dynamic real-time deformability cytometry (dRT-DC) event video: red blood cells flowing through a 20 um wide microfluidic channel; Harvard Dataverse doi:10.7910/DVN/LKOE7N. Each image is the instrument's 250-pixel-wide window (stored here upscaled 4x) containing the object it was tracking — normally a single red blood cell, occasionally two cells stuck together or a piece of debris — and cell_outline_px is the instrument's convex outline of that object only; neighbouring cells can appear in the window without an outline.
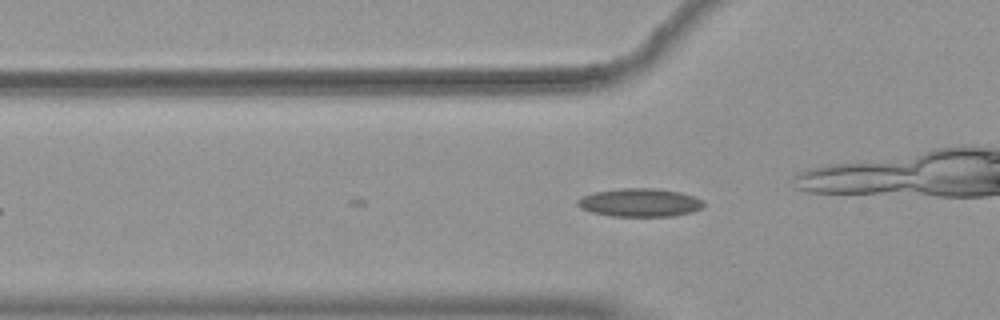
{"species": "common noctule bat (a hibernating species)", "species_latin": "Nyctalus noctula", "temperature_condition": "warm", "stored_images_in_passage": 9, "camera_frame_rate_fps": 3000, "um_per_image_px": 0.085, "animal": {"sex": "female", "body_mass_g": 19.9}, "frame": {"image": 1, "passage_image": 2, "time_ms": 0.333, "image_size_px": [1000, 320], "cell_outline_px": [[704, 204], [700, 208], [692, 212], [672, 216], [612, 216], [592, 212], [580, 208], [576, 204], [576, 200], [584, 196], [596, 192], [620, 188], [652, 188], [680, 192], [704, 200]], "centroid_in_image_um": [54.38, 17.22], "position_along_channel_um": 71.4, "area_um2": 20.63}}